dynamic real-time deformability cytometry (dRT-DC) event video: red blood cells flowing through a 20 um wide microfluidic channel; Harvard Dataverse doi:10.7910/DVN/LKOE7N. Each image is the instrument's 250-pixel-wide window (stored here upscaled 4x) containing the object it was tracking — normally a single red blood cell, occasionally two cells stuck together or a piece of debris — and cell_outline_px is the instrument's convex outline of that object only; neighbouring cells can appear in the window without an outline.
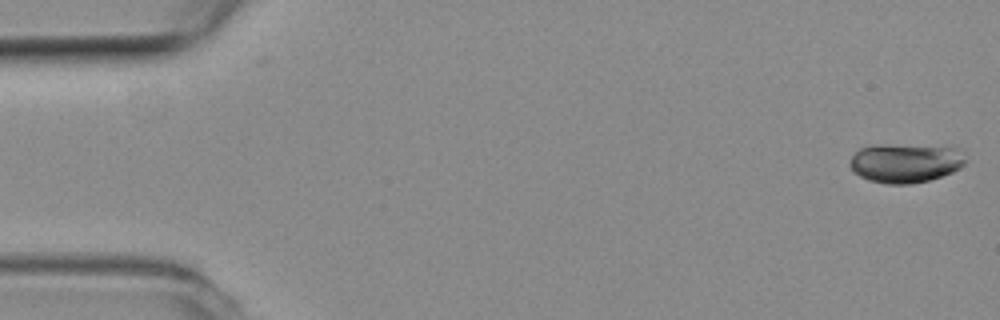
{"species": "common noctule bat (a hibernating species)", "species_latin": "Nyctalus noctula", "temperature_condition": "room temperature", "stored_images_in_passage": 55, "camera_frame_rate_fps": 3000, "um_per_image_px": 0.085, "animal": {"sex": "female", "body_mass_g": 19.3, "forearm_length_mm": 54.1}, "frame": {"image": 1, "passage_image": 1, "time_ms": 0.0, "image_size_px": [1000, 320], "cell_outline_px": [[964, 164], [960, 168], [952, 172], [928, 180], [912, 184], [884, 184], [868, 180], [852, 172], [848, 164], [852, 156], [860, 148], [872, 144], [952, 144], [964, 152]], "centroid_in_image_um": [76.98, 13.8], "position_along_channel_um": 8.0, "area_um2": 27.51}}
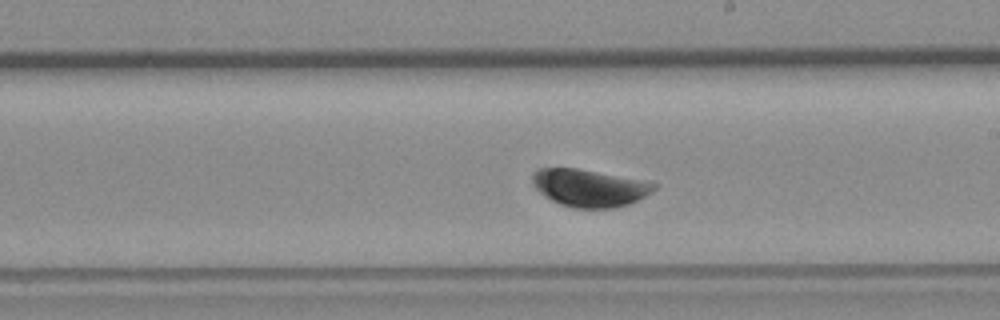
{"frame": {"image": 2, "passage_image": 31, "time_ms": 10.0, "image_size_px": [1000, 320], "cell_outline_px": [[660, 184], [652, 192], [628, 204], [612, 208], [572, 208], [560, 204], [544, 196], [532, 184], [532, 172], [536, 168], [576, 168], [648, 180]], "centroid_in_image_um": [50.12, 15.95], "position_along_channel_um": 238.9, "area_um2": 26.82}}
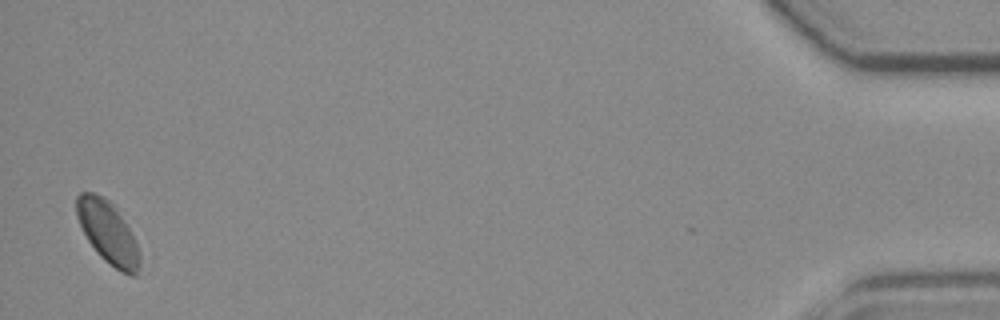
{"frame": {"image": 3, "passage_image": 54, "time_ms": 17.667, "image_size_px": [1000, 320], "cell_outline_px": [[144, 264], [136, 276], [132, 276], [120, 272], [104, 260], [96, 252], [80, 228], [76, 216], [76, 196], [80, 192], [92, 192], [104, 196], [112, 204], [124, 220], [136, 240], [144, 260]], "centroid_in_image_um": [9.22, 19.81], "position_along_channel_um": 426.0, "area_um2": 23.64}, "authors_computed_cell_mechanics": {"area_um2": 25.3742, "velocity_mm_per_s": 3.6913, "shape_relaxation_time_tau1_ms": 1.4014, "shape_relaxation_time_tau2_ms": null, "deformation_change_tau1": 0.0572, "deformation_change_tau2": null}}